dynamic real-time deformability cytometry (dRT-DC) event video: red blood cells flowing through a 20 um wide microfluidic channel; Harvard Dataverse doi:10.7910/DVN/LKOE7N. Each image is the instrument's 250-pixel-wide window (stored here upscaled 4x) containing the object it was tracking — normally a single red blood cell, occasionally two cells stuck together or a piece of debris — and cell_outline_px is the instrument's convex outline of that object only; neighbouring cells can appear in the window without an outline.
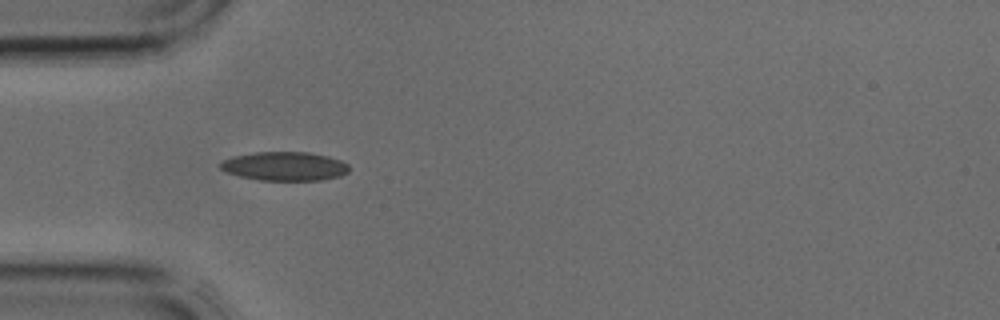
{"species": "common noctule bat (a hibernating species)", "species_latin": "Nyctalus noctula", "temperature_condition": "cold", "stored_images_in_passage": 5, "camera_frame_rate_fps": 3000, "um_per_image_px": 0.085, "animal": {"sex": "male", "body_mass_g": 17.9, "forearm_length_mm": 54.2}, "frame": {"image": 1, "passage_image": 4, "time_ms": 1.0, "image_size_px": [1000, 320], "cell_outline_px": [[348, 172], [340, 176], [320, 180], [260, 180], [240, 176], [228, 172], [220, 168], [220, 164], [224, 160], [232, 156], [256, 152], [308, 152], [328, 156], [340, 160], [348, 164]], "centroid_in_image_um": [24.21, 14.12], "position_along_channel_um": 60.8, "area_um2": 21.5}}